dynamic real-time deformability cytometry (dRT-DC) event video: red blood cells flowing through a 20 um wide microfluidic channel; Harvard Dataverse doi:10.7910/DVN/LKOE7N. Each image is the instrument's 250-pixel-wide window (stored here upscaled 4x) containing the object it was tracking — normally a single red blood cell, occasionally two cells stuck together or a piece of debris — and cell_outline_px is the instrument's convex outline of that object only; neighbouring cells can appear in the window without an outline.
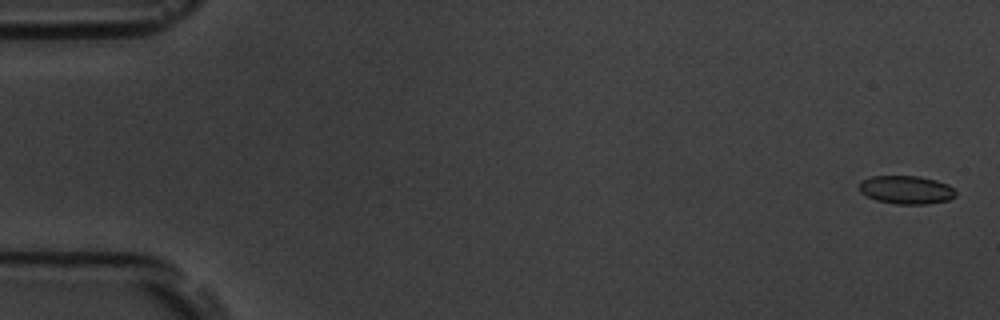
{"species": "common noctule bat (a hibernating species)", "species_latin": "Nyctalus noctula", "temperature_condition": "room temperature", "stored_images_in_passage": 26, "camera_frame_rate_fps": 3000, "um_per_image_px": 0.085, "animal": {"sex": "male", "body_mass_g": 19.5, "forearm_length_mm": 54.6}, "frame": {"image": 1, "passage_image": 2, "time_ms": 0.333, "image_size_px": [1000, 320], "cell_outline_px": [[956, 196], [948, 200], [928, 204], [896, 204], [876, 200], [860, 192], [860, 180], [872, 176], [920, 176], [936, 180], [948, 184], [956, 192]], "centroid_in_image_um": [77.04, 16.13], "position_along_channel_um": 8.0, "area_um2": 15.95}}
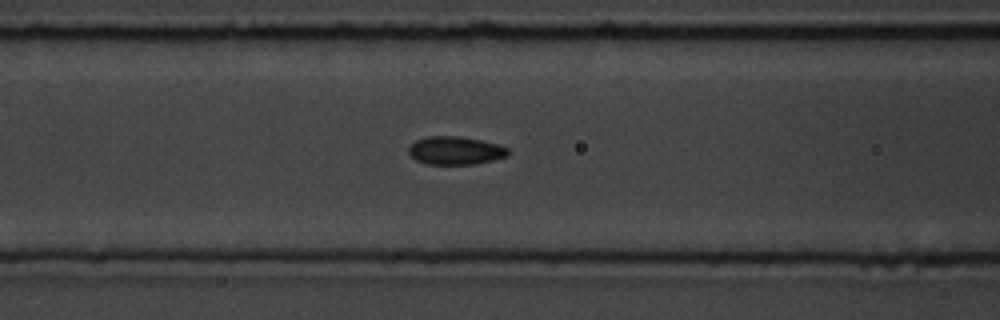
{"frame": {"image": 2, "passage_image": 23, "time_ms": 7.333, "image_size_px": [1000, 320], "cell_outline_px": [[512, 152], [508, 156], [476, 164], [428, 164], [416, 160], [408, 152], [408, 148], [416, 140], [428, 136], [460, 136], [480, 140], [496, 144], [508, 148]], "centroid_in_image_um": [38.73, 12.8], "position_along_channel_um": 127.9, "area_um2": 16.3}}
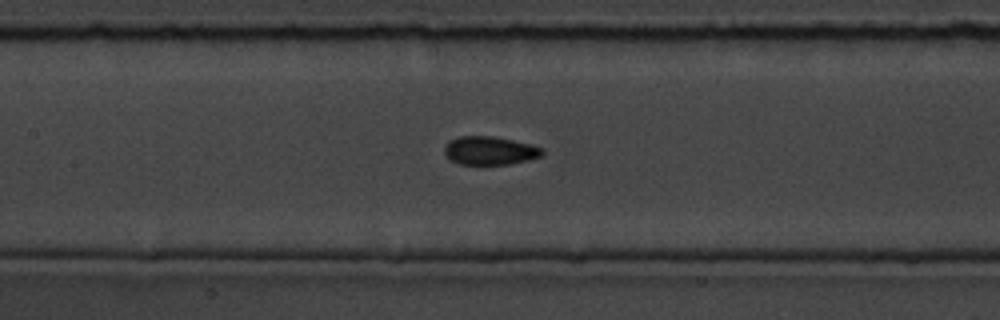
{"frame": {"image": 3, "passage_image": 26, "time_ms": 8.333, "image_size_px": [1000, 320], "cell_outline_px": [[544, 152], [540, 156], [528, 160], [508, 164], [460, 164], [448, 160], [444, 152], [444, 144], [448, 140], [460, 136], [492, 136], [512, 140], [544, 148]], "centroid_in_image_um": [41.57, 12.8], "position_along_channel_um": 165.8, "area_um2": 16.24}}